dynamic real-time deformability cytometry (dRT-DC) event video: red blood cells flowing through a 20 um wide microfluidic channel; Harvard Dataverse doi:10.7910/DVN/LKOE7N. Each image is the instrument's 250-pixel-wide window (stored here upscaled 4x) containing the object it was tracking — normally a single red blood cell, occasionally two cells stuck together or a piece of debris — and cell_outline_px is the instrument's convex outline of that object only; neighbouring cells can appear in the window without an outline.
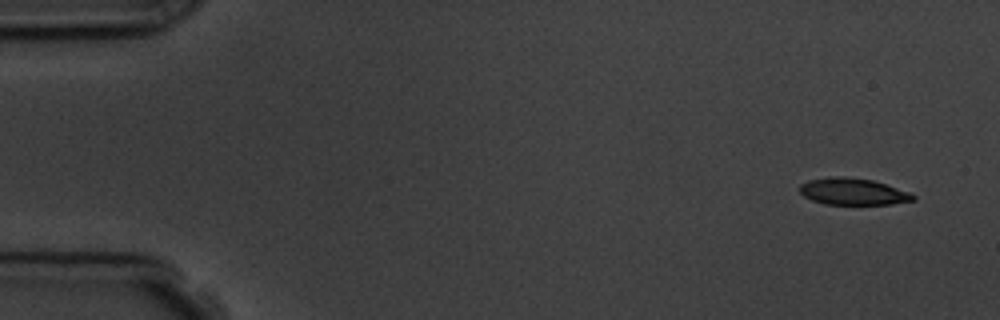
{"species": "common noctule bat (a hibernating species)", "species_latin": "Nyctalus noctula", "temperature_condition": "room temperature", "stored_images_in_passage": 4, "camera_frame_rate_fps": 3000, "um_per_image_px": 0.085, "animal": {"sex": "male", "body_mass_g": 19.5, "forearm_length_mm": 54.6}, "frame": {"image": 1, "passage_image": 1, "time_ms": 0.0, "image_size_px": [1000, 320], "cell_outline_px": [[916, 200], [892, 204], [824, 204], [812, 200], [804, 196], [800, 192], [800, 184], [808, 180], [832, 176], [844, 176], [872, 180], [908, 192], [916, 196]], "centroid_in_image_um": [72.48, 16.28], "position_along_channel_um": 12.5, "area_um2": 17.57}}